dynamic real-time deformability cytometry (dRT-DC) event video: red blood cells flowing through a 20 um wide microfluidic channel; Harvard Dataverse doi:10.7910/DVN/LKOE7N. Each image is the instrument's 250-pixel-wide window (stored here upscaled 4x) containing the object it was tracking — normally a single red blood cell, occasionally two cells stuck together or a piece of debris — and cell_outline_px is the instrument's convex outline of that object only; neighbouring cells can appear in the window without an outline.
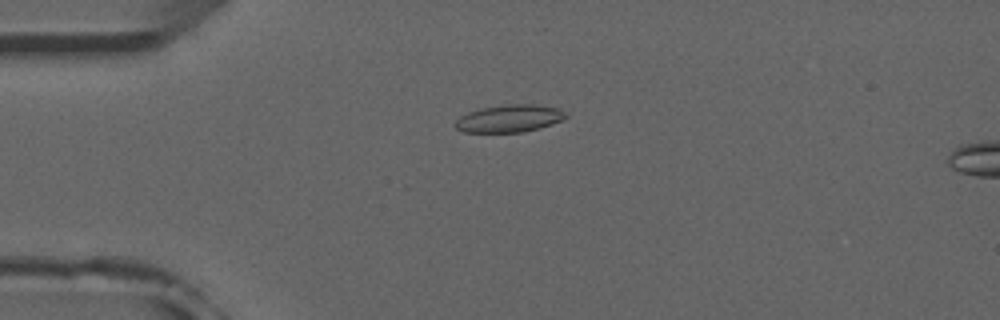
{"species": "common noctule bat (a hibernating species)", "species_latin": "Nyctalus noctula", "temperature_condition": "room temperature", "stored_images_in_passage": 4, "camera_frame_rate_fps": 3000, "um_per_image_px": 0.085, "animal": {"sex": "male", "forearm_length_mm": 52.5}, "frame": {"image": 1, "passage_image": 1, "time_ms": 0.0, "image_size_px": [1000, 320], "cell_outline_px": [[568, 116], [552, 124], [540, 128], [524, 132], [464, 132], [456, 128], [452, 124], [460, 116], [468, 112], [484, 108], [508, 104], [536, 104], [560, 108], [568, 112]], "centroid_in_image_um": [43.32, 10.07], "position_along_channel_um": 41.7, "area_um2": 17.8}}